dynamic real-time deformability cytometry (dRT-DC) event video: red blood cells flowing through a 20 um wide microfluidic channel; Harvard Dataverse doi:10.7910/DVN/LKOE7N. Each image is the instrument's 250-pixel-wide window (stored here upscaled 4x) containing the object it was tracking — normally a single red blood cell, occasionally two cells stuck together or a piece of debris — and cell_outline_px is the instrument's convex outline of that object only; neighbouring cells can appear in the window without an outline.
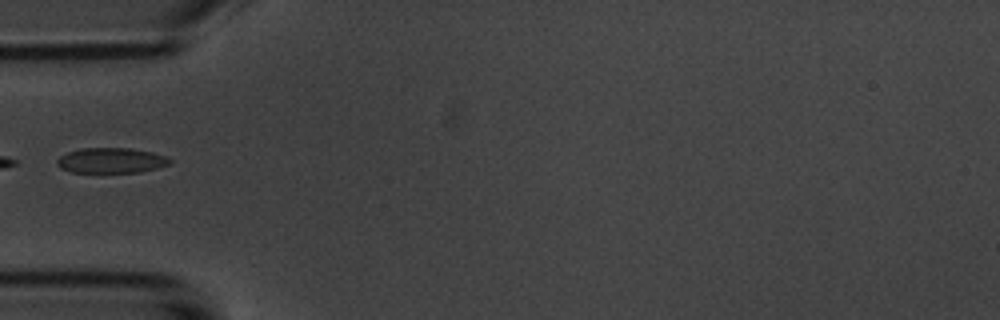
{"species": "common noctule bat (a hibernating species)", "species_latin": "Nyctalus noctula", "temperature_condition": "room temperature", "stored_images_in_passage": 6, "segment_of_instrument_passage": [2, 2], "camera_frame_rate_fps": 3000, "um_per_image_px": 0.085, "animal": {"sex": "male", "body_mass_g": 20.1, "forearm_length_mm": 53.5}, "frame": {"image": 1, "passage_image": 5, "time_ms": 5.667, "image_size_px": [1000, 320], "cell_outline_px": [[172, 160], [168, 164], [156, 168], [140, 172], [72, 172], [60, 168], [56, 164], [56, 160], [60, 156], [68, 152], [80, 148], [132, 148], [152, 152], [164, 156]], "centroid_in_image_um": [9.41, 13.63], "position_along_channel_um": 75.6, "area_um2": 16.53}}
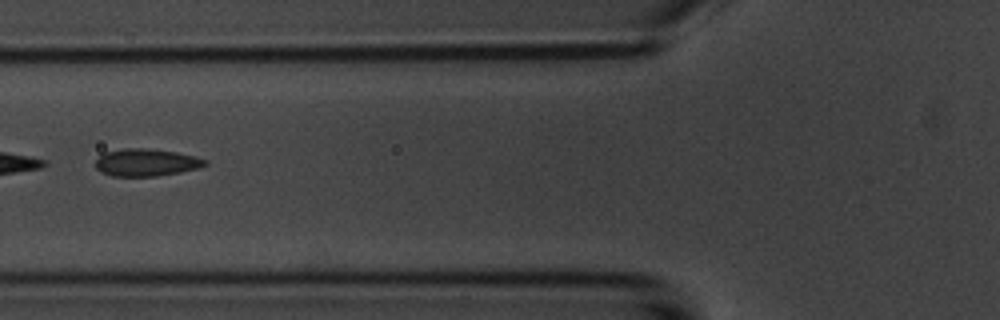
{"frame": {"image": 2, "passage_image": 6, "time_ms": 6.667, "image_size_px": [1000, 320], "cell_outline_px": [[208, 164], [196, 168], [180, 172], [156, 176], [112, 176], [100, 172], [96, 168], [96, 160], [104, 152], [124, 148], [144, 148], [176, 152], [208, 160]], "centroid_in_image_um": [12.39, 13.81], "position_along_channel_um": 113.4, "area_um2": 17.34}}